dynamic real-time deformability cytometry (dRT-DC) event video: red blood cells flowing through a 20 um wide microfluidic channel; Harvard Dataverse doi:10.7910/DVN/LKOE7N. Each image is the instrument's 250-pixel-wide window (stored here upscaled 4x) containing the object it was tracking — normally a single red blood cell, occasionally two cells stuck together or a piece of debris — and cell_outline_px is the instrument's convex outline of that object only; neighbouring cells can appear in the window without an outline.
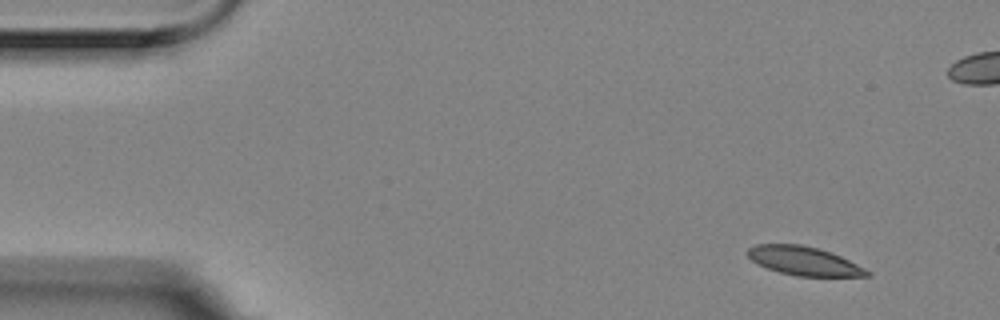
{"species": "Egyptian fruit bat (a non-hibernating species)", "species_latin": "Rousettus aegyptiacus", "temperature_condition": "room temperature", "stored_images_in_passage": 5, "camera_frame_rate_fps": 3000, "um_per_image_px": 0.085, "animal": {"sex": "female"}, "frame": {"image": 1, "passage_image": 1, "time_ms": 0.0, "image_size_px": [1000, 320], "cell_outline_px": [[872, 276], [796, 276], [780, 272], [756, 264], [748, 256], [748, 248], [756, 244], [800, 244], [832, 252], [872, 272]], "centroid_in_image_um": [68.33, 22.18], "position_along_channel_um": 16.7, "area_um2": 19.88}}